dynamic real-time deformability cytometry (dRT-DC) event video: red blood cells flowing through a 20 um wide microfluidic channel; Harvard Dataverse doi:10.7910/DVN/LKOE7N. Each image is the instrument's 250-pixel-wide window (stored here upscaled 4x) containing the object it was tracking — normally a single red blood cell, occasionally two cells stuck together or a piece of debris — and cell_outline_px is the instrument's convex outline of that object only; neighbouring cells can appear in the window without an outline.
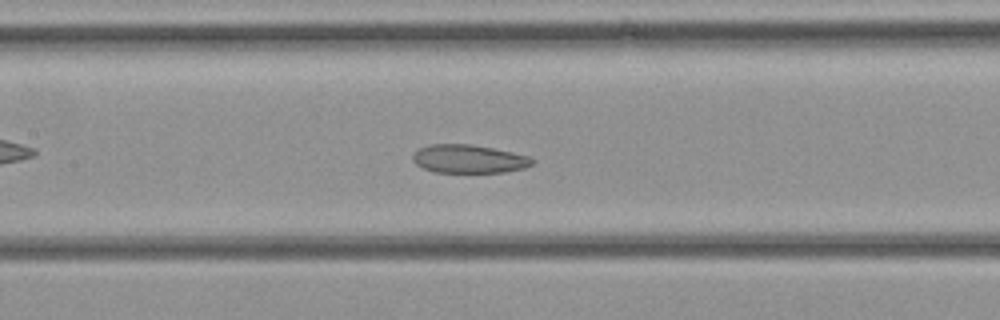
{"species": "common noctule bat (a hibernating species)", "species_latin": "Nyctalus noctula", "temperature_condition": "cold", "stored_images_in_passage": 36, "camera_frame_rate_fps": 3000, "um_per_image_px": 0.085, "animal": {"sex": "female", "body_mass_g": 21.9}, "frame": {"image": 1, "passage_image": 16, "time_ms": 5.0, "image_size_px": [1000, 320], "cell_outline_px": [[536, 160], [532, 164], [524, 168], [504, 172], [436, 172], [424, 168], [416, 164], [412, 160], [412, 156], [420, 148], [428, 144], [472, 144], [512, 152], [528, 156]], "centroid_in_image_um": [39.85, 13.5], "position_along_channel_um": 167.5, "area_um2": 19.65}}
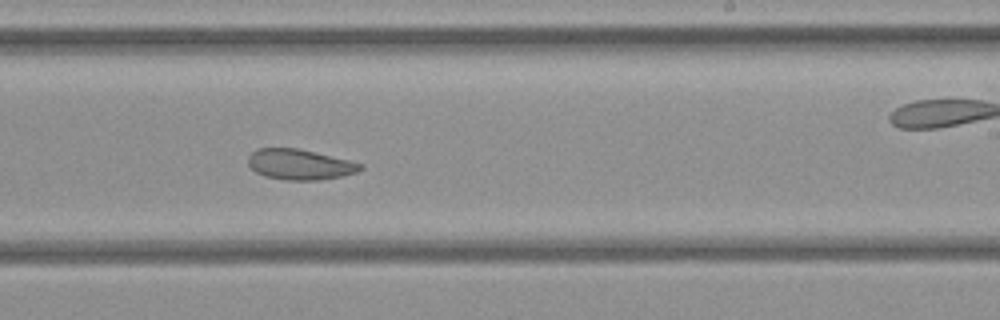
{"frame": {"image": 2, "passage_image": 21, "time_ms": 6.667, "image_size_px": [1000, 320], "cell_outline_px": [[364, 168], [356, 172], [340, 176], [320, 180], [284, 180], [264, 176], [256, 172], [248, 164], [248, 156], [256, 148], [296, 148], [348, 160], [364, 164]], "centroid_in_image_um": [25.46, 13.98], "position_along_channel_um": 263.5, "area_um2": 19.83}}